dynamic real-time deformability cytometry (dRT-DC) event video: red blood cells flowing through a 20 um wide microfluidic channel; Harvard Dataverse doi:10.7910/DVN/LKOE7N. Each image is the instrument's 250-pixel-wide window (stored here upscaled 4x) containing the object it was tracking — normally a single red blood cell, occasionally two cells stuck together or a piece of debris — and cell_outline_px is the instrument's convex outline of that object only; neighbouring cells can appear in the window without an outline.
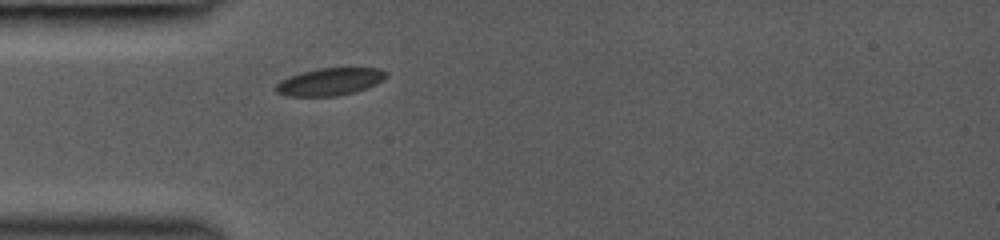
{"species": "common noctule bat (a hibernating species)", "species_latin": "Nyctalus noctula", "temperature_condition": "room temperature", "stored_images_in_passage": 8, "camera_frame_rate_fps": 3000, "um_per_image_px": 0.085, "animal": {"sex": "female", "body_mass_g": 19.0, "forearm_length_mm": 53.3}, "frame": {"image": 1, "passage_image": 1, "time_ms": 0.0, "image_size_px": [1000, 240], "cell_outline_px": [[388, 76], [384, 80], [376, 84], [356, 92], [336, 96], [288, 96], [276, 92], [276, 84], [280, 80], [288, 76], [300, 72], [316, 68], [380, 68], [388, 72]], "centroid_in_image_um": [28.06, 6.94], "position_along_channel_um": 56.9, "area_um2": 17.86}}
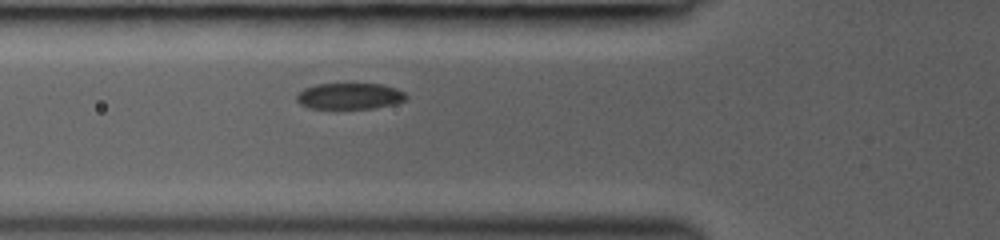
{"frame": {"image": 2, "passage_image": 3, "time_ms": 1.0, "image_size_px": [1000, 240], "cell_outline_px": [[408, 100], [376, 108], [308, 108], [300, 104], [296, 100], [296, 96], [304, 88], [316, 84], [380, 84], [396, 88], [404, 92], [408, 96]], "centroid_in_image_um": [29.74, 8.17], "position_along_channel_um": 96.1, "area_um2": 16.7}}
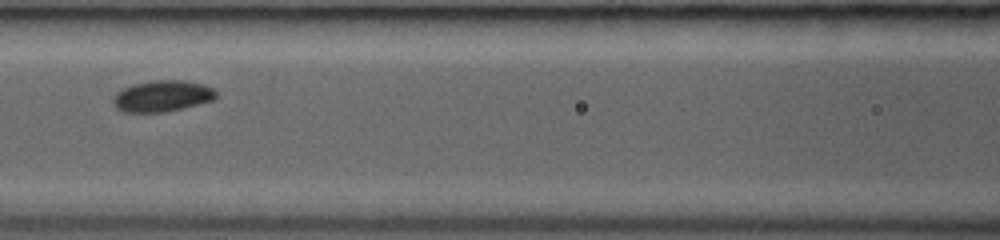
{"frame": {"image": 3, "passage_image": 6, "time_ms": 2.333, "image_size_px": [1000, 240], "cell_outline_px": [[216, 100], [184, 108], [164, 112], [120, 112], [112, 104], [112, 96], [116, 92], [132, 84], [152, 80], [184, 80], [204, 84], [212, 88], [216, 92]], "centroid_in_image_um": [13.77, 8.17], "position_along_channel_um": 152.8, "area_um2": 19.13}}